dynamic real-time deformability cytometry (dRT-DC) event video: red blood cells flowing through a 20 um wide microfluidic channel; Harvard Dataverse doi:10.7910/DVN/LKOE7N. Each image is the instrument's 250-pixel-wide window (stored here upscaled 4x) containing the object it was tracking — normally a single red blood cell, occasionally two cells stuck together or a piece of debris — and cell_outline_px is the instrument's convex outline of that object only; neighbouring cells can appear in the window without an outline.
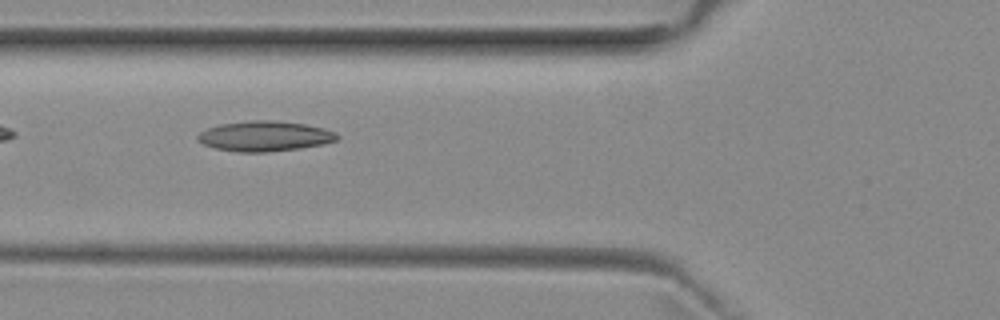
{"species": "common noctule bat (a hibernating species)", "species_latin": "Nyctalus noctula", "temperature_condition": "room temperature", "stored_images_in_passage": 24, "camera_frame_rate_fps": 3000, "um_per_image_px": 0.085, "animal": {"sex": "female", "body_mass_g": 29.2, "forearm_length_mm": 56.3}, "frame": {"image": 1, "passage_image": 3, "time_ms": 0.667, "image_size_px": [1000, 320], "cell_outline_px": [[340, 136], [336, 140], [324, 144], [300, 148], [268, 152], [236, 152], [216, 148], [204, 144], [196, 140], [196, 136], [200, 132], [208, 128], [220, 124], [248, 120], [272, 120], [304, 124], [324, 128], [336, 132]], "centroid_in_image_um": [22.5, 11.57], "position_along_channel_um": 103.3, "area_um2": 24.62}}
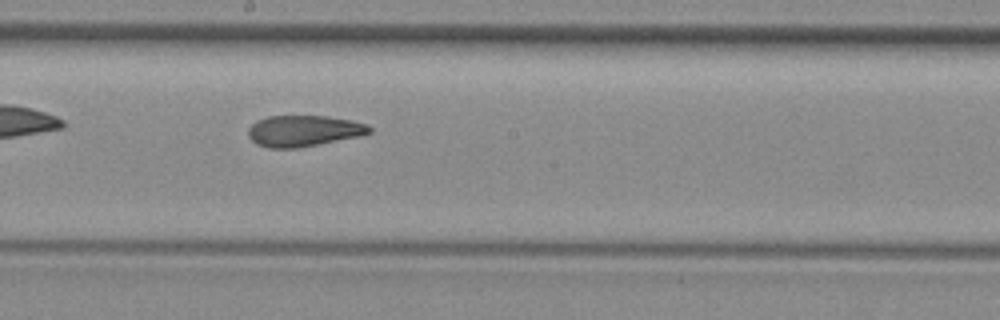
{"frame": {"image": 2, "passage_image": 12, "time_ms": 3.667, "image_size_px": [1000, 320], "cell_outline_px": [[372, 132], [360, 136], [296, 148], [268, 148], [256, 144], [248, 136], [248, 128], [256, 120], [268, 116], [328, 116], [352, 120], [368, 124], [372, 128]], "centroid_in_image_um": [25.81, 11.12], "position_along_channel_um": 222.4, "area_um2": 22.08}}
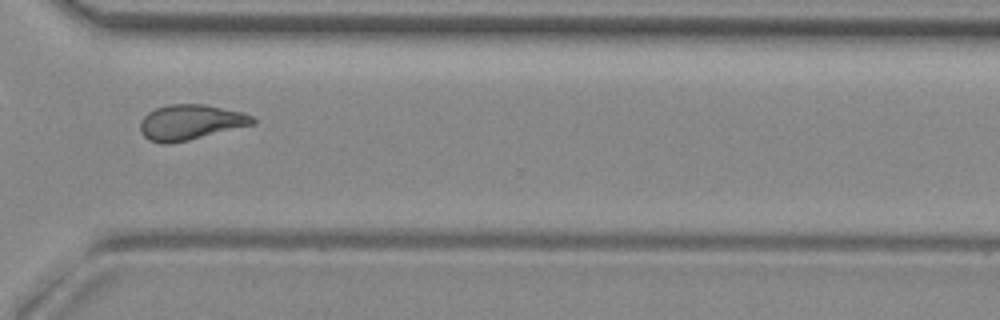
{"frame": {"image": 3, "passage_image": 22, "time_ms": 7.0, "image_size_px": [1000, 320], "cell_outline_px": [[256, 124], [172, 144], [160, 144], [148, 140], [140, 132], [140, 120], [148, 112], [156, 108], [168, 104], [204, 104], [244, 112], [252, 116], [256, 120]], "centroid_in_image_um": [16.19, 10.4], "position_along_channel_um": 354.4, "area_um2": 23.47}}